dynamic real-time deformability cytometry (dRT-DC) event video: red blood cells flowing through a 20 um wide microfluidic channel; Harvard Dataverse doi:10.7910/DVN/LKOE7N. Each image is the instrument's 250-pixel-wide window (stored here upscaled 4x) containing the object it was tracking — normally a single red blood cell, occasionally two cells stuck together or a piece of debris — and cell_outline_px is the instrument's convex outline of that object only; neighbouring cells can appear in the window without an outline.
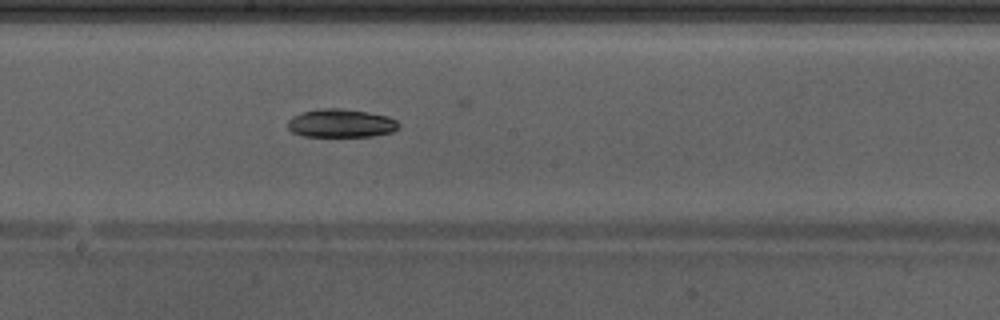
{"species": "Egyptian fruit bat (a non-hibernating species)", "species_latin": "Rousettus aegyptiacus", "temperature_condition": "warm", "stored_images_in_passage": 49, "camera_frame_rate_fps": 3000, "um_per_image_px": 0.085, "animal": {"sex": "male"}, "frame": {"image": 1, "passage_image": 28, "time_ms": 9.0, "image_size_px": [1000, 320], "cell_outline_px": [[400, 128], [392, 132], [372, 136], [304, 136], [292, 132], [288, 128], [288, 120], [292, 116], [300, 112], [316, 108], [340, 108], [388, 116], [396, 120], [400, 124]], "centroid_in_image_um": [28.97, 10.47], "position_along_channel_um": 219.2, "area_um2": 18.44}}